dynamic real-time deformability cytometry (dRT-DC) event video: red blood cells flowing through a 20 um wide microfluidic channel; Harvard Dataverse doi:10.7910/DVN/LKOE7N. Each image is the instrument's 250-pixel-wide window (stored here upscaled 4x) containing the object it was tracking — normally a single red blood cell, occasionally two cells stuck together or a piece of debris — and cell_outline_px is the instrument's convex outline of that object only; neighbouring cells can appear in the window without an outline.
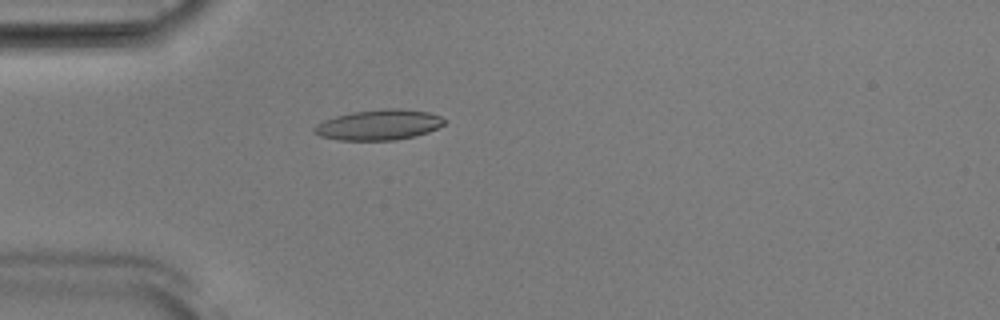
{"species": "Egyptian fruit bat (a non-hibernating species)", "species_latin": "Rousettus aegyptiacus", "temperature_condition": "room temperature", "stored_images_in_passage": 52, "camera_frame_rate_fps": 3000, "um_per_image_px": 0.085, "animal": {"sex": "male"}, "frame": {"image": 1, "passage_image": 15, "time_ms": 4.667, "image_size_px": [1000, 320], "cell_outline_px": [[448, 120], [444, 124], [428, 132], [416, 136], [396, 140], [340, 140], [320, 136], [312, 132], [312, 128], [316, 124], [324, 120], [336, 116], [352, 112], [388, 108], [396, 108], [428, 112], [440, 116]], "centroid_in_image_um": [32.2, 10.61], "position_along_channel_um": 52.8, "area_um2": 23.12}}
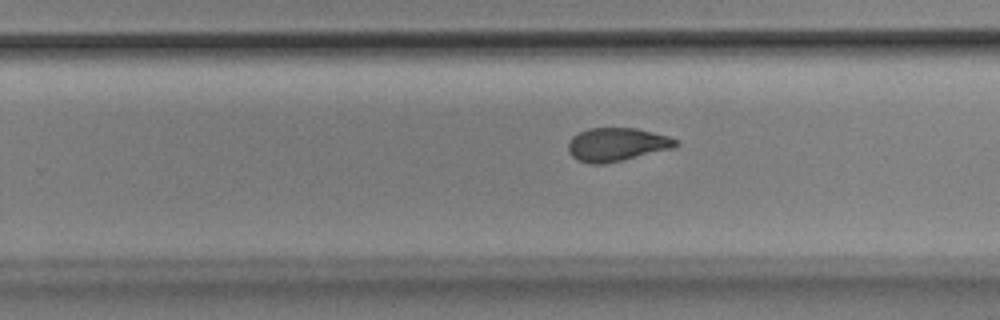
{"frame": {"image": 2, "passage_image": 33, "time_ms": 10.667, "image_size_px": [1000, 320], "cell_outline_px": [[680, 144], [676, 148], [624, 160], [604, 164], [588, 164], [576, 160], [568, 152], [568, 144], [572, 136], [588, 128], [636, 128], [668, 136], [676, 140]], "centroid_in_image_um": [52.43, 12.3], "position_along_channel_um": 277.4, "area_um2": 21.21}}
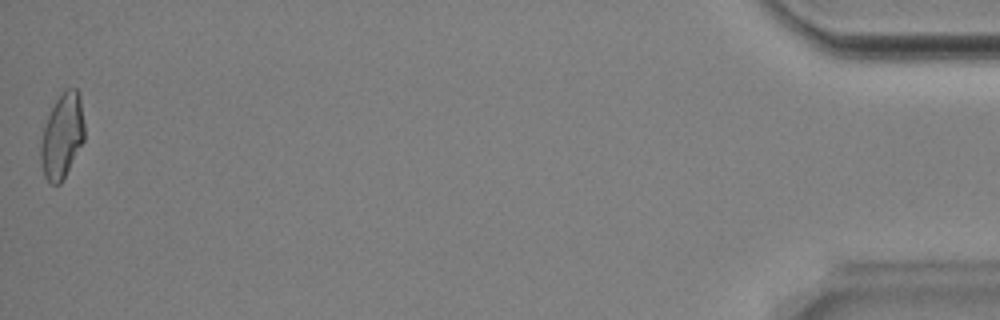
{"frame": {"image": 3, "passage_image": 52, "time_ms": 17.0, "image_size_px": [1000, 320], "cell_outline_px": [[84, 140], [60, 184], [52, 184], [44, 176], [40, 164], [40, 140], [48, 116], [56, 100], [64, 88], [76, 88], [80, 92], [84, 124]], "centroid_in_image_um": [5.28, 11.53], "position_along_channel_um": 429.9, "area_um2": 21.62}, "authors_computed_cell_mechanics": {"area_um2": 21.6461, "velocity_mm_per_s": 3.8997, "shape_relaxation_time_tau1_ms": 4.0393, "shape_relaxation_time_tau2_ms": 1.7634, "deformation_change_tau1": 0.1456, "deformation_change_tau2": 0.0842}}